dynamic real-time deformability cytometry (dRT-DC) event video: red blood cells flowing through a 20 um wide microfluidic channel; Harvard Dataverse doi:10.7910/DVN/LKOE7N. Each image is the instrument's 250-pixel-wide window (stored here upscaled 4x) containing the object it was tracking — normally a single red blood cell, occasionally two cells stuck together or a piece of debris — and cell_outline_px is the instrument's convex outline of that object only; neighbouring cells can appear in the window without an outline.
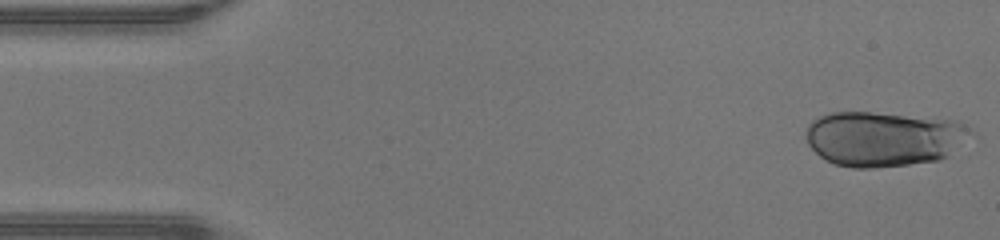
{"species": "human", "species_latin": "Homo sapiens", "temperature_condition": "warm", "stored_images_in_passage": 45, "segment_of_instrument_passage": [1, 2], "camera_frame_rate_fps": 3000, "um_per_image_px": 0.085, "donor": {"sex": "male"}, "frame": {"image": 1, "passage_image": 1, "time_ms": 0.0, "image_size_px": [1000, 240], "cell_outline_px": [[976, 136], [948, 156], [940, 160], [876, 168], [852, 168], [836, 164], [820, 156], [808, 144], [808, 124], [812, 120], [828, 112], [872, 112], [960, 120]], "centroid_in_image_um": [75.2, 11.79], "position_along_channel_um": 9.8, "area_um2": 53.23}}
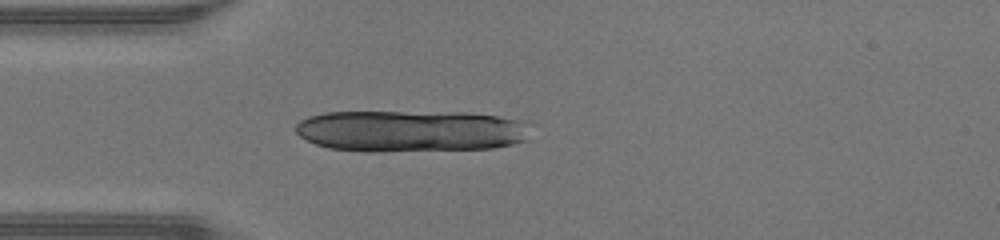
{"frame": {"image": 2, "passage_image": 12, "time_ms": 3.667, "image_size_px": [1000, 240], "cell_outline_px": [[536, 124], [528, 140], [512, 144], [492, 148], [384, 152], [368, 152], [328, 148], [316, 144], [300, 136], [296, 132], [296, 124], [300, 120], [308, 116], [324, 112], [464, 112], [532, 120]], "centroid_in_image_um": [35.06, 11.13], "position_along_channel_um": 49.9, "area_um2": 58.49}}